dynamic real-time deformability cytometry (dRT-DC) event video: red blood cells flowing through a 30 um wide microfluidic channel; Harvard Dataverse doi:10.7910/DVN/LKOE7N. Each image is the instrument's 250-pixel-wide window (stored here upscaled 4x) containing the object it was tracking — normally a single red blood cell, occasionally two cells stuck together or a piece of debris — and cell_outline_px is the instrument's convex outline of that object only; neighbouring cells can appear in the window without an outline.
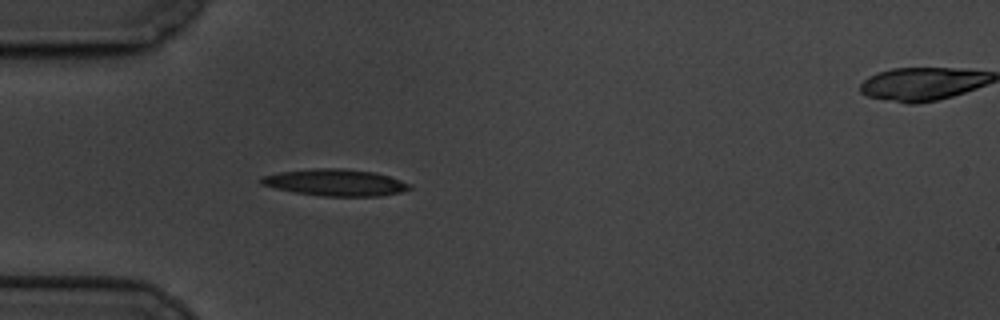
{"species": "common noctule bat (a hibernating species)", "species_latin": "Nyctalus noctula", "temperature_condition": "cold", "stored_images_in_passage": 43, "camera_frame_rate_fps": 3000, "um_per_image_px": 0.085, "animal": {"sex": "male", "body_mass_g": 19.5, "forearm_length_mm": 54.6}, "frame": {"image": 1, "passage_image": 1, "time_ms": 0.0, "image_size_px": [1000, 320], "cell_outline_px": [[412, 188], [400, 192], [380, 196], [324, 196], [292, 192], [260, 184], [260, 176], [280, 172], [316, 168], [340, 168], [376, 172], [412, 184]], "centroid_in_image_um": [28.5, 15.51], "position_along_channel_um": 56.5, "area_um2": 23.12}}
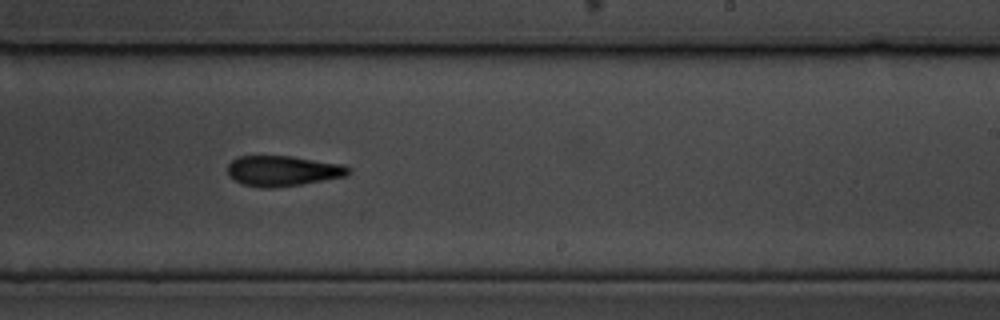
{"frame": {"image": 2, "passage_image": 20, "time_ms": 6.333, "image_size_px": [1000, 320], "cell_outline_px": [[352, 172], [348, 176], [300, 184], [272, 188], [264, 188], [244, 184], [228, 176], [228, 164], [236, 156], [292, 156], [344, 164], [352, 168]], "centroid_in_image_um": [24.09, 14.51], "position_along_channel_um": 264.9, "area_um2": 21.56}}
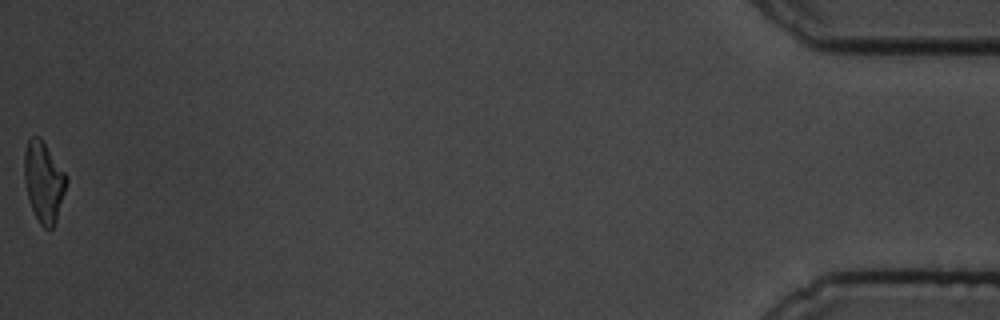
{"frame": {"image": 3, "passage_image": 43, "time_ms": 14.0, "image_size_px": [1000, 320], "cell_outline_px": [[68, 184], [56, 220], [52, 228], [44, 228], [40, 224], [28, 200], [24, 180], [24, 152], [28, 140], [32, 136], [40, 136], [68, 176]], "centroid_in_image_um": [3.72, 15.42], "position_along_channel_um": 431.5, "area_um2": 19.94}, "authors_computed_cell_mechanics": {"area_um2": 21.7328, "velocity_mm_per_s": 3.3893, "shape_relaxation_time_tau1_ms": 5.0598, "shape_relaxation_time_tau2_ms": 4.6218, "deformation_change_tau1": 0.1417, "deformation_change_tau2": 0.139}}